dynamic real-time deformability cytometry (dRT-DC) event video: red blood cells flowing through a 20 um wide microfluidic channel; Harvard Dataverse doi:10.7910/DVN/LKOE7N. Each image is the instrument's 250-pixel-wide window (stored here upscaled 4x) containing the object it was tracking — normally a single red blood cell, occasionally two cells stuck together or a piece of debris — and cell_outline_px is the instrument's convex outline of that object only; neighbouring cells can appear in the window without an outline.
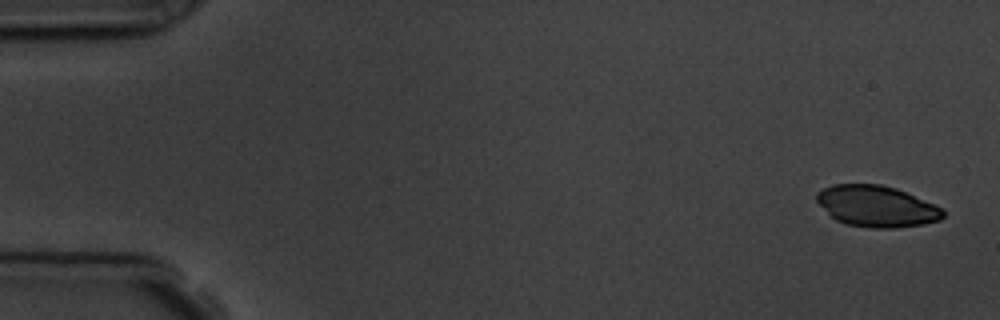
{"species": "common noctule bat (a hibernating species)", "species_latin": "Nyctalus noctula", "temperature_condition": "room temperature", "stored_images_in_passage": 4, "camera_frame_rate_fps": 3000, "um_per_image_px": 0.085, "animal": {"sex": "male", "body_mass_g": 19.5, "forearm_length_mm": 54.6}, "frame": {"image": 1, "passage_image": 1, "time_ms": 0.0, "image_size_px": [1000, 320], "cell_outline_px": [[944, 216], [940, 220], [924, 224], [896, 228], [868, 228], [844, 224], [836, 220], [816, 200], [816, 192], [832, 184], [880, 184], [896, 188], [932, 204], [940, 208], [944, 212]], "centroid_in_image_um": [74.49, 17.54], "position_along_channel_um": 10.5, "area_um2": 30.17}}